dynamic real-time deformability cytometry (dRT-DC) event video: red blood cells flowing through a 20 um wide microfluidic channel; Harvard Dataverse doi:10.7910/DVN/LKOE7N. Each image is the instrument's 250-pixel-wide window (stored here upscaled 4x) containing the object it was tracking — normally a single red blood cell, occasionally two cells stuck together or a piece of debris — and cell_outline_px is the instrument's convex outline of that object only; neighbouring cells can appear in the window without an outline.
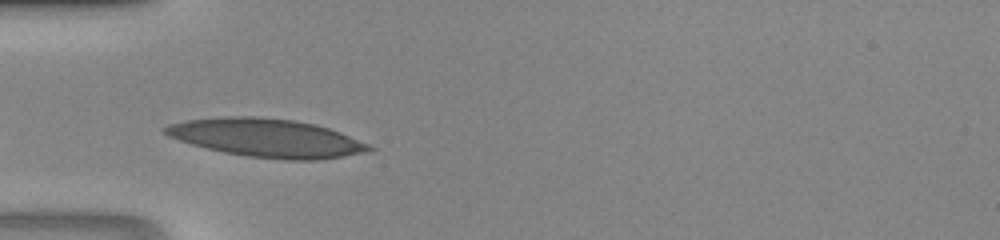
{"species": "human", "species_latin": "Homo sapiens", "temperature_condition": "room temperature", "stored_images_in_passage": 24, "camera_frame_rate_fps": 3000, "um_per_image_px": 0.085, "donor": {"sex": "male"}, "frame": {"image": 1, "passage_image": 1, "time_ms": 0.0, "image_size_px": [1000, 240], "cell_outline_px": [[376, 148], [372, 152], [316, 160], [284, 160], [248, 156], [224, 152], [192, 144], [168, 136], [160, 128], [168, 124], [188, 120], [228, 116], [256, 116], [292, 120], [316, 124], [340, 132], [368, 144]], "centroid_in_image_um": [22.69, 11.72], "position_along_channel_um": 62.3, "area_um2": 45.49}}